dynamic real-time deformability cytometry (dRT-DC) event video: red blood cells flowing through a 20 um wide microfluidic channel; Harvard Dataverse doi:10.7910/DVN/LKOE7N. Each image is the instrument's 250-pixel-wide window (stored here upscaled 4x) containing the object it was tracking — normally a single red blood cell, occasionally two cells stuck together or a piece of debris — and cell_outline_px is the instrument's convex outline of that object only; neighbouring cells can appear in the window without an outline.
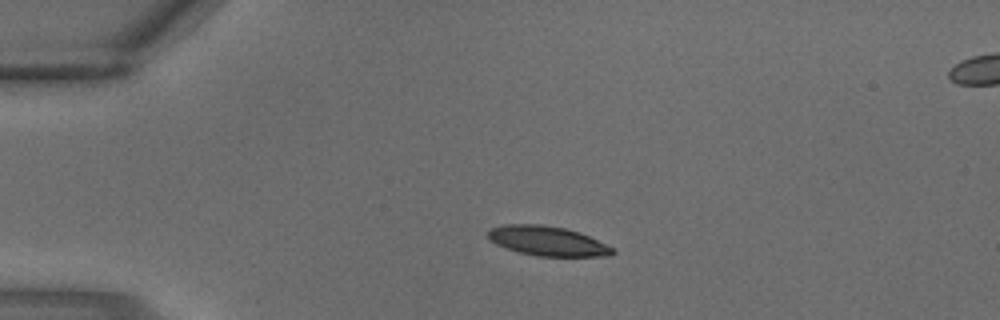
{"species": "common noctule bat (a hibernating species)", "species_latin": "Nyctalus noctula", "temperature_condition": "warm", "stored_images_in_passage": 2, "camera_frame_rate_fps": 3000, "um_per_image_px": 0.085, "animal": {"sex": "male", "body_mass_g": 18.8}, "frame": {"image": 1, "passage_image": 1, "time_ms": 0.0, "image_size_px": [1000, 320], "cell_outline_px": [[616, 252], [612, 256], [536, 256], [516, 252], [504, 248], [488, 240], [488, 232], [492, 228], [504, 224], [540, 224], [564, 228], [580, 232], [612, 248]], "centroid_in_image_um": [46.49, 20.49], "position_along_channel_um": 38.5, "area_um2": 21.5}}